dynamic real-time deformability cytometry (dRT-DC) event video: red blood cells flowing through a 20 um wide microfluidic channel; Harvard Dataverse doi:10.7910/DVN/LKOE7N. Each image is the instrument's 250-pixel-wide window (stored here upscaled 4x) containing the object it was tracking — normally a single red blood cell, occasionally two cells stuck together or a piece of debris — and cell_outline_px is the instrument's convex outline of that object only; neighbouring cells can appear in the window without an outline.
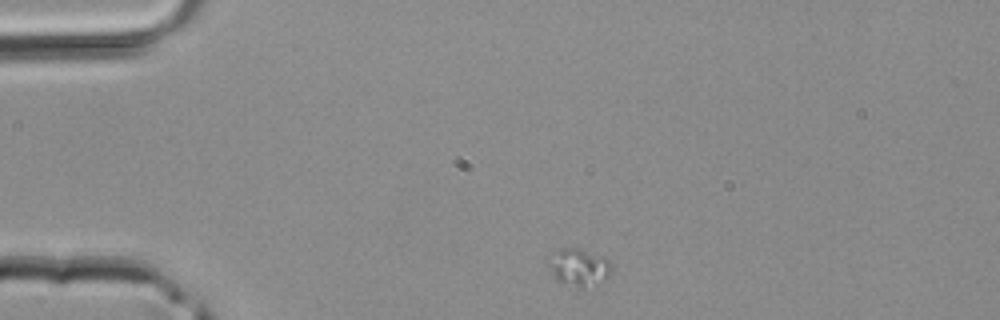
{"species": "common noctule bat (a hibernating species)", "species_latin": "Nyctalus noctula", "temperature_condition": "room temperature", "stored_images_in_passage": 35, "camera_frame_rate_fps": 3000, "um_per_image_px": 0.085, "animal": {"sex": "male", "body_mass_g": 20.4}, "frame": {"image": 1, "passage_image": 1, "time_ms": 0.0, "image_size_px": [1000, 320], "cell_outline_px": [[612, 272], [604, 280], [584, 292], [556, 280], [544, 260], [544, 256], [560, 248], [576, 248], [608, 260], [612, 264]], "centroid_in_image_um": [49.13, 22.77], "position_along_channel_um": 35.9, "area_um2": 14.45}}